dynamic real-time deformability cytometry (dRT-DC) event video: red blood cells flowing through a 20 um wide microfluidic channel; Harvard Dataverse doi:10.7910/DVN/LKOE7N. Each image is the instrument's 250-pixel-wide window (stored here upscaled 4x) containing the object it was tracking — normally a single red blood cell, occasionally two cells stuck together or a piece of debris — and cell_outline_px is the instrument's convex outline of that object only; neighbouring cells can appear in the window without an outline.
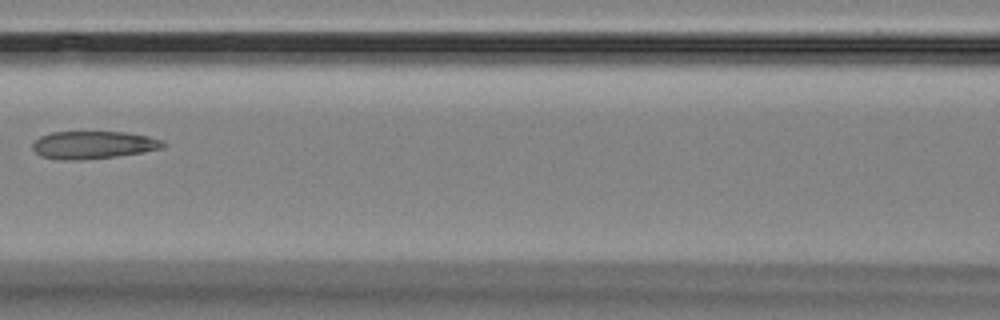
{"species": "Egyptian fruit bat (a non-hibernating species)", "species_latin": "Rousettus aegyptiacus", "temperature_condition": "room temperature", "stored_images_in_passage": 16, "camera_frame_rate_fps": 3000, "um_per_image_px": 0.085, "animal": {"sex": "female"}, "frame": {"image": 1, "passage_image": 7, "time_ms": 7.0, "image_size_px": [1000, 320], "cell_outline_px": [[168, 144], [164, 148], [144, 152], [116, 156], [80, 160], [64, 160], [40, 156], [32, 148], [32, 144], [40, 136], [52, 132], [124, 132], [148, 136], [164, 140]], "centroid_in_image_um": [7.97, 12.32], "position_along_channel_um": 158.6, "area_um2": 21.15}}
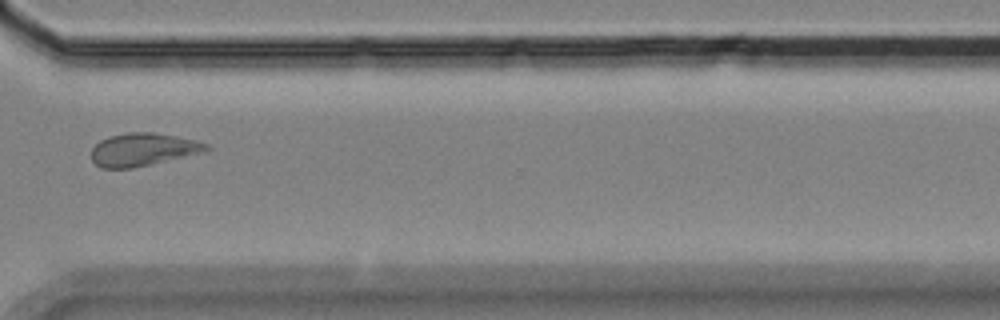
{"frame": {"image": 2, "passage_image": 12, "time_ms": 12.667, "image_size_px": [1000, 320], "cell_outline_px": [[212, 148], [208, 152], [132, 168], [100, 168], [92, 160], [92, 148], [100, 140], [108, 136], [128, 132], [152, 132], [176, 136], [196, 140], [208, 144]], "centroid_in_image_um": [12.2, 12.71], "position_along_channel_um": 358.4, "area_um2": 22.25}}
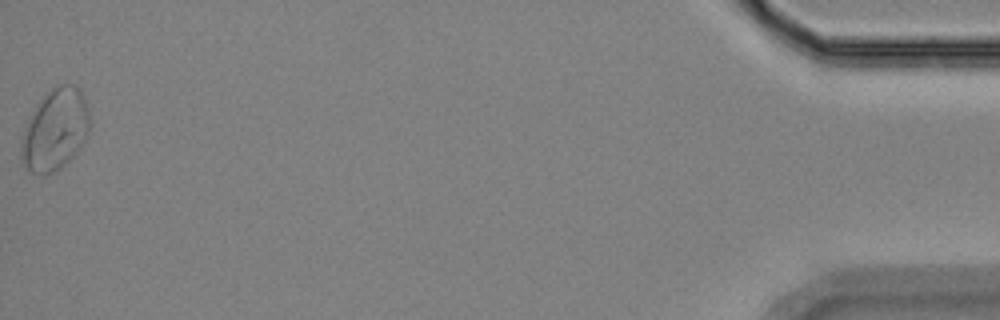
{"frame": {"image": 3, "passage_image": 16, "time_ms": 17.333, "image_size_px": [1000, 320], "cell_outline_px": [[92, 124], [80, 148], [60, 168], [44, 176], [32, 172], [28, 168], [20, 156], [20, 148], [24, 128], [36, 104], [52, 88], [60, 84], [72, 84], [80, 88], [84, 96], [88, 108]], "centroid_in_image_um": [4.7, 11.0], "position_along_channel_um": 430.5, "area_um2": 32.54}, "authors_computed_cell_mechanics": {"area_um2": 22.1663, "velocity_mm_per_s": 3.5393, "shape_relaxation_time_tau1_ms": null, "shape_relaxation_time_tau2_ms": 3.5138, "deformation_change_tau1": null, "deformation_change_tau2": 0.1115}}